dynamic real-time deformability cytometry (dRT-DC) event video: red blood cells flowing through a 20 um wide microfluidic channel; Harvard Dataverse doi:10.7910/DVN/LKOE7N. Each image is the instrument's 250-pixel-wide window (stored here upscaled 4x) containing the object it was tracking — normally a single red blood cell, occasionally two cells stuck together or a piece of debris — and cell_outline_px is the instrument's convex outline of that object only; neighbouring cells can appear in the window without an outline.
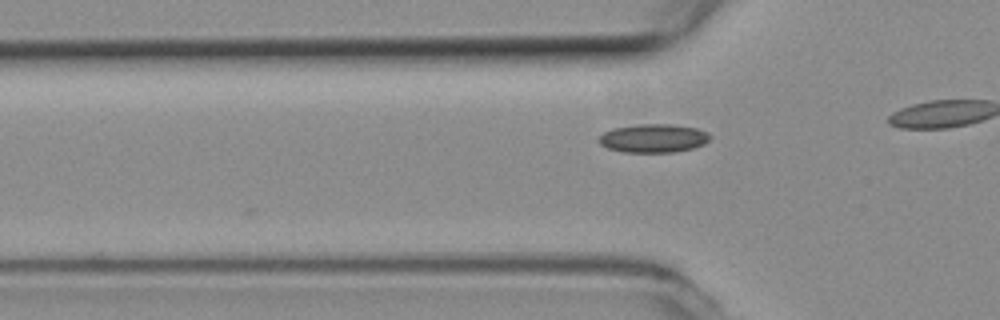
{"species": "common noctule bat (a hibernating species)", "species_latin": "Nyctalus noctula", "temperature_condition": "room temperature", "stored_images_in_passage": 7, "camera_frame_rate_fps": 3000, "um_per_image_px": 0.085, "animal": {"sex": "female", "body_mass_g": 19.3, "forearm_length_mm": 54.1}, "frame": {"image": 1, "passage_image": 2, "time_ms": 0.333, "image_size_px": [1000, 320], "cell_outline_px": [[712, 136], [704, 144], [692, 148], [672, 152], [624, 152], [608, 148], [600, 144], [596, 140], [604, 132], [612, 128], [640, 124], [672, 124], [696, 128], [708, 132]], "centroid_in_image_um": [55.53, 11.74], "position_along_channel_um": 70.3, "area_um2": 18.5}}
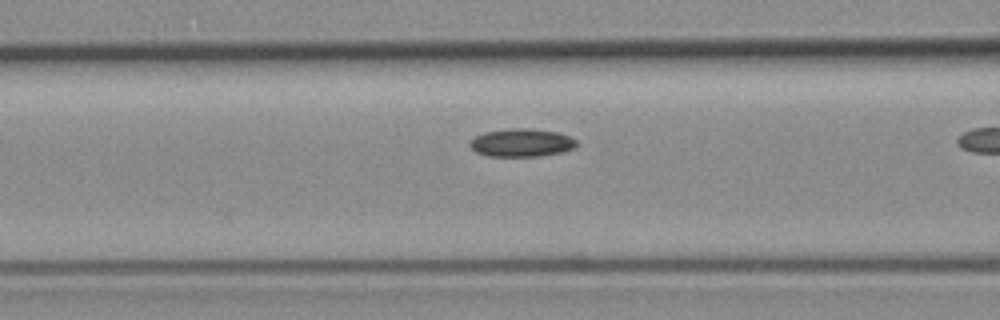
{"frame": {"image": 2, "passage_image": 6, "time_ms": 1.667, "image_size_px": [1000, 320], "cell_outline_px": [[576, 148], [564, 152], [540, 156], [488, 156], [476, 152], [468, 144], [476, 136], [484, 132], [508, 128], [528, 128], [560, 132], [576, 140]], "centroid_in_image_um": [44.36, 12.13], "position_along_channel_um": 122.2, "area_um2": 17.57}}